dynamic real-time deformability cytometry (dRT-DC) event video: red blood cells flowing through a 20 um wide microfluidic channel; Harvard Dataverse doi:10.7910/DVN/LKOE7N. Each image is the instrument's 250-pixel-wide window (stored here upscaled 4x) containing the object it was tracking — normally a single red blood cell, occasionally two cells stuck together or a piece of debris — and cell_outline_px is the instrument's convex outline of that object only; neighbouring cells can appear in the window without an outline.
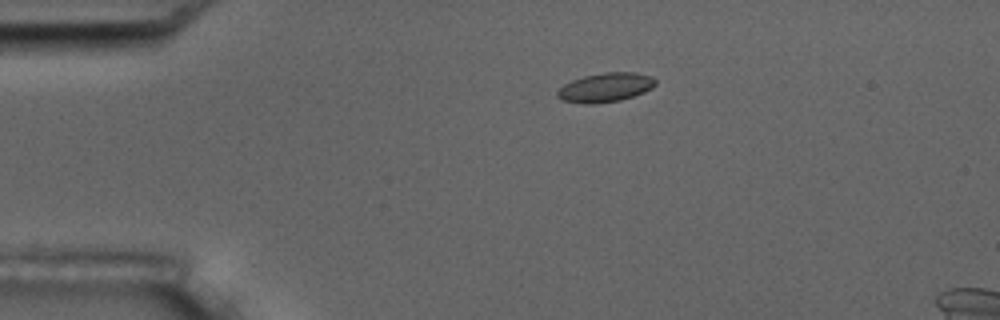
{"species": "common noctule bat (a hibernating species)", "species_latin": "Nyctalus noctula", "temperature_condition": "room temperature", "stored_images_in_passage": 7, "camera_frame_rate_fps": 3000, "um_per_image_px": 0.085, "animal": {"sex": "male", "body_mass_g": 17.5, "forearm_length_mm": 52.3}, "frame": {"image": 1, "passage_image": 1, "time_ms": 0.0, "image_size_px": [1000, 320], "cell_outline_px": [[656, 84], [652, 88], [644, 92], [620, 100], [592, 104], [584, 104], [560, 100], [556, 96], [556, 92], [564, 84], [572, 80], [584, 76], [604, 72], [636, 72], [652, 76], [656, 80]], "centroid_in_image_um": [51.45, 7.43], "position_along_channel_um": 33.5, "area_um2": 16.76}}
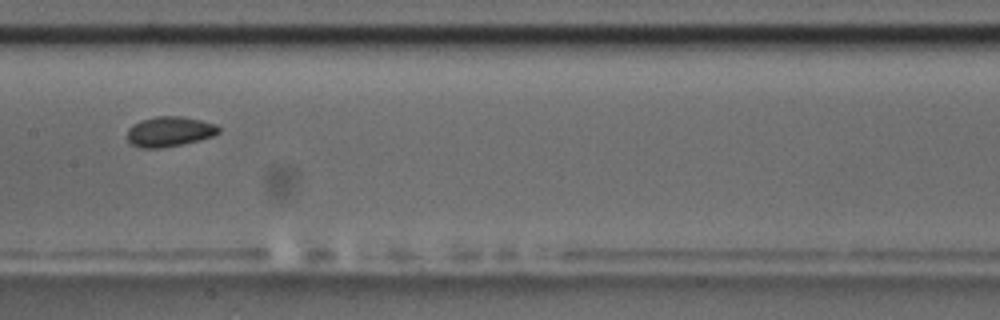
{"frame": {"image": 2, "passage_image": 6, "time_ms": 5.667, "image_size_px": [1000, 320], "cell_outline_px": [[220, 132], [212, 136], [200, 140], [164, 148], [140, 148], [132, 144], [128, 140], [128, 128], [132, 124], [140, 120], [156, 116], [180, 116], [200, 120], [216, 124], [220, 128]], "centroid_in_image_um": [14.4, 11.18], "position_along_channel_um": 193.0, "area_um2": 16.13}}
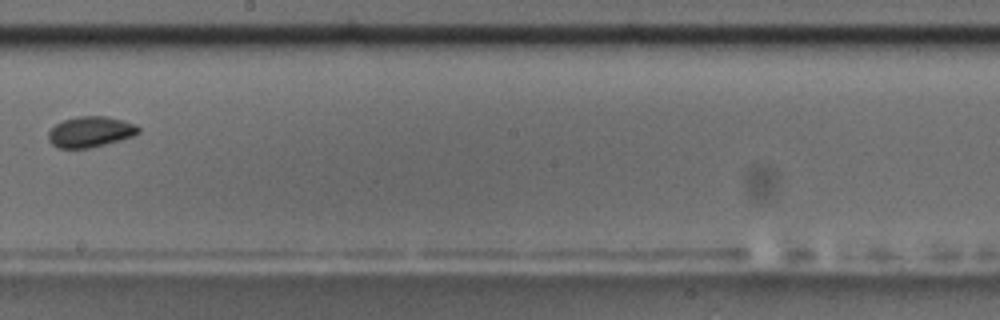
{"frame": {"image": 3, "passage_image": 7, "time_ms": 7.0, "image_size_px": [1000, 320], "cell_outline_px": [[140, 132], [136, 136], [88, 148], [60, 148], [52, 144], [48, 140], [48, 132], [56, 124], [64, 120], [76, 116], [108, 116], [124, 120], [136, 124], [140, 128]], "centroid_in_image_um": [7.72, 11.19], "position_along_channel_um": 240.5, "area_um2": 16.24}}